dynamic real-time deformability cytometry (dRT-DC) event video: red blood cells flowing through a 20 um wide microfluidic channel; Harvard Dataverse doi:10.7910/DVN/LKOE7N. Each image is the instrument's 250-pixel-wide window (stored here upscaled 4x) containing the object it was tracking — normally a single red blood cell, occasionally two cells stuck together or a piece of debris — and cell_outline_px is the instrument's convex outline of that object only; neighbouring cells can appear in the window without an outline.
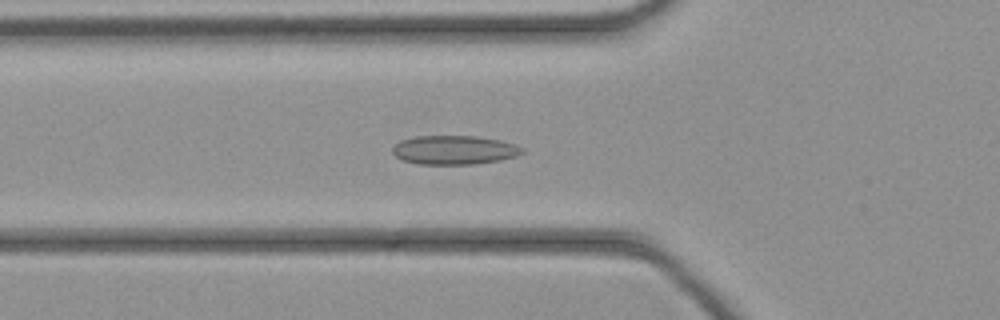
{"species": "common noctule bat (a hibernating species)", "species_latin": "Nyctalus noctula", "temperature_condition": "cold", "stored_images_in_passage": 31, "camera_frame_rate_fps": 3000, "um_per_image_px": 0.085, "animal": {"sex": "female", "body_mass_g": 21.9}, "frame": {"image": 1, "passage_image": 2, "time_ms": 0.333, "image_size_px": [1000, 320], "cell_outline_px": [[524, 152], [516, 156], [500, 160], [472, 164], [420, 164], [400, 160], [392, 152], [392, 148], [400, 140], [416, 136], [476, 136], [500, 140], [516, 144], [524, 148]], "centroid_in_image_um": [38.61, 12.74], "position_along_channel_um": 87.2, "area_um2": 21.96}}
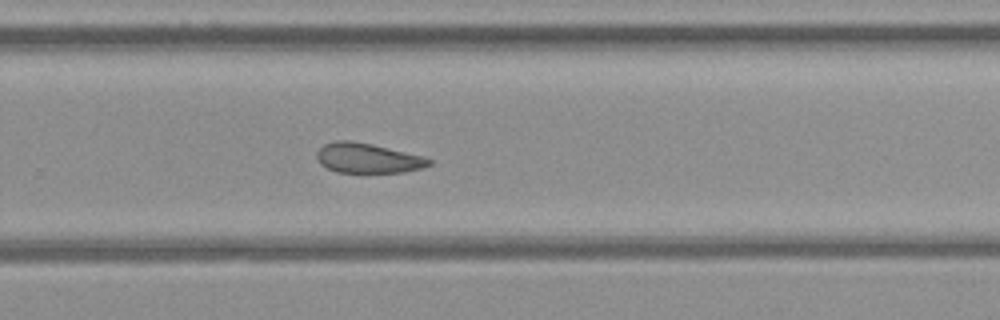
{"frame": {"image": 2, "passage_image": 16, "time_ms": 5.0, "image_size_px": [1000, 320], "cell_outline_px": [[432, 164], [420, 168], [404, 172], [336, 172], [320, 164], [316, 156], [316, 152], [324, 144], [336, 140], [352, 140], [372, 144], [424, 156], [432, 160]], "centroid_in_image_um": [31.25, 13.43], "position_along_channel_um": 298.6, "area_um2": 19.54}}
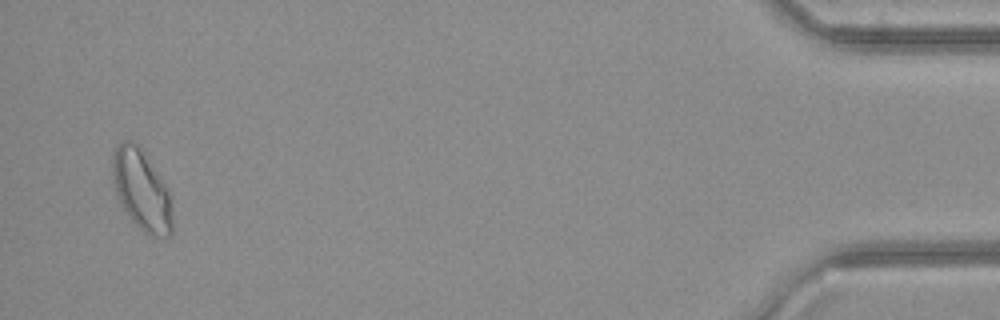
{"frame": {"image": 3, "passage_image": 30, "time_ms": 9.667, "image_size_px": [1000, 320], "cell_outline_px": [[172, 232], [168, 236], [148, 236], [128, 216], [112, 184], [112, 152], [116, 144], [124, 140], [132, 140], [140, 148], [168, 188], [172, 216]], "centroid_in_image_um": [12.0, 16.14], "position_along_channel_um": 423.2, "area_um2": 27.92}}